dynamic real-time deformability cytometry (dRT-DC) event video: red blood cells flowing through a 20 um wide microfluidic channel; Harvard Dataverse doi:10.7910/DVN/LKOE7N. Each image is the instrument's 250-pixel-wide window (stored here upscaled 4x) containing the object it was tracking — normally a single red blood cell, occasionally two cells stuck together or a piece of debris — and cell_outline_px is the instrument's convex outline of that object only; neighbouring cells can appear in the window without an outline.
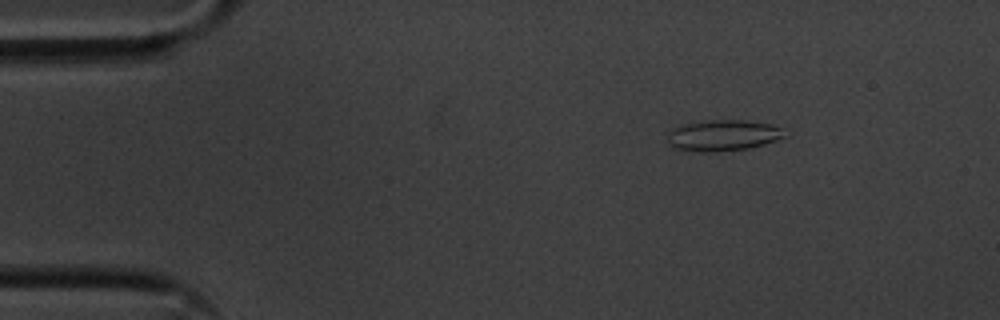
{"species": "common noctule bat (a hibernating species)", "species_latin": "Nyctalus noctula", "temperature_condition": "cold", "stored_images_in_passage": 49, "camera_frame_rate_fps": 3000, "um_per_image_px": 0.085, "animal": {"sex": "male", "body_mass_g": 20.1, "forearm_length_mm": 53.5}, "frame": {"image": 1, "passage_image": 2, "time_ms": 0.333, "image_size_px": [1000, 320], "cell_outline_px": [[792, 132], [784, 136], [764, 144], [748, 148], [712, 152], [704, 152], [676, 148], [668, 144], [668, 128], [680, 124], [712, 120], [744, 120], [768, 124]], "centroid_in_image_um": [61.42, 11.49], "position_along_channel_um": 23.6, "area_um2": 21.21}}
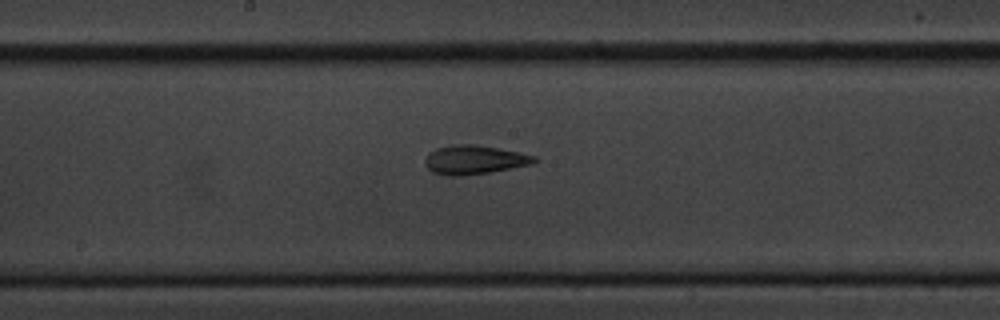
{"frame": {"image": 2, "passage_image": 23, "time_ms": 7.333, "image_size_px": [1000, 320], "cell_outline_px": [[536, 160], [532, 164], [488, 172], [464, 176], [444, 176], [432, 172], [424, 164], [424, 160], [428, 152], [436, 148], [452, 144], [476, 144], [520, 152], [536, 156]], "centroid_in_image_um": [40.26, 13.58], "position_along_channel_um": 207.9, "area_um2": 18.61}}
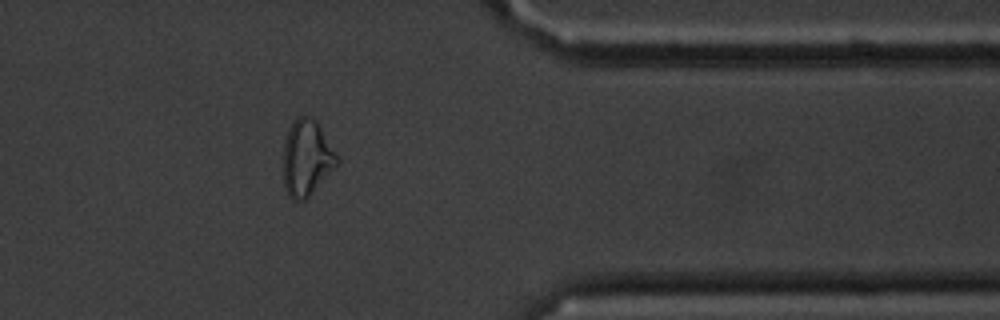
{"frame": {"image": 3, "passage_image": 39, "time_ms": 12.667, "image_size_px": [1000, 320], "cell_outline_px": [[340, 160], [308, 196], [304, 200], [292, 200], [288, 196], [284, 188], [284, 144], [288, 132], [292, 124], [300, 116], [308, 116], [316, 120]], "centroid_in_image_um": [26.05, 13.43], "position_along_channel_um": 385.4, "area_um2": 23.06}, "authors_computed_cell_mechanics": {"area_um2": 18.7272, "velocity_mm_per_s": 3.6089, "shape_relaxation_time_tau1_ms": 7.0464, "shape_relaxation_time_tau2_ms": 3.0296, "deformation_change_tau1": 0.1859, "deformation_change_tau2": 0.1163}}